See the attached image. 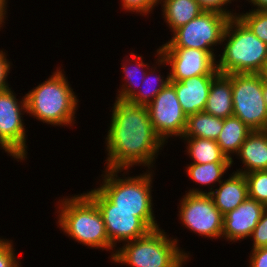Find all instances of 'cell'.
Listing matches in <instances>:
<instances>
[{
  "mask_svg": "<svg viewBox=\"0 0 267 267\" xmlns=\"http://www.w3.org/2000/svg\"><path fill=\"white\" fill-rule=\"evenodd\" d=\"M111 110L104 142L107 153L104 169L156 168L155 161L165 143L156 134L147 107L115 99Z\"/></svg>",
  "mask_w": 267,
  "mask_h": 267,
  "instance_id": "obj_1",
  "label": "cell"
},
{
  "mask_svg": "<svg viewBox=\"0 0 267 267\" xmlns=\"http://www.w3.org/2000/svg\"><path fill=\"white\" fill-rule=\"evenodd\" d=\"M129 171L128 169H104L100 176L102 181L98 179L100 184L97 188L112 202V210L133 212L151 230L160 228V224L155 219L152 200L154 170H146L136 176H131Z\"/></svg>",
  "mask_w": 267,
  "mask_h": 267,
  "instance_id": "obj_2",
  "label": "cell"
},
{
  "mask_svg": "<svg viewBox=\"0 0 267 267\" xmlns=\"http://www.w3.org/2000/svg\"><path fill=\"white\" fill-rule=\"evenodd\" d=\"M56 204L57 227L71 240L92 249L110 252L116 248L110 243L102 214L96 203L85 193L66 196Z\"/></svg>",
  "mask_w": 267,
  "mask_h": 267,
  "instance_id": "obj_3",
  "label": "cell"
},
{
  "mask_svg": "<svg viewBox=\"0 0 267 267\" xmlns=\"http://www.w3.org/2000/svg\"><path fill=\"white\" fill-rule=\"evenodd\" d=\"M75 94L64 69L58 66L46 81L26 93L27 115L53 127H73L80 102Z\"/></svg>",
  "mask_w": 267,
  "mask_h": 267,
  "instance_id": "obj_4",
  "label": "cell"
},
{
  "mask_svg": "<svg viewBox=\"0 0 267 267\" xmlns=\"http://www.w3.org/2000/svg\"><path fill=\"white\" fill-rule=\"evenodd\" d=\"M221 47L223 52L217 57L220 74H260L267 62V44L238 17L229 19Z\"/></svg>",
  "mask_w": 267,
  "mask_h": 267,
  "instance_id": "obj_5",
  "label": "cell"
},
{
  "mask_svg": "<svg viewBox=\"0 0 267 267\" xmlns=\"http://www.w3.org/2000/svg\"><path fill=\"white\" fill-rule=\"evenodd\" d=\"M161 229L151 230L144 237L122 243L111 262L130 267H184L192 255L179 247L178 238Z\"/></svg>",
  "mask_w": 267,
  "mask_h": 267,
  "instance_id": "obj_6",
  "label": "cell"
},
{
  "mask_svg": "<svg viewBox=\"0 0 267 267\" xmlns=\"http://www.w3.org/2000/svg\"><path fill=\"white\" fill-rule=\"evenodd\" d=\"M11 89L0 91V149L12 159L23 162L28 159V131L23 120V115L27 114L26 96L19 100Z\"/></svg>",
  "mask_w": 267,
  "mask_h": 267,
  "instance_id": "obj_7",
  "label": "cell"
},
{
  "mask_svg": "<svg viewBox=\"0 0 267 267\" xmlns=\"http://www.w3.org/2000/svg\"><path fill=\"white\" fill-rule=\"evenodd\" d=\"M229 19L228 16L216 12L204 11L186 25L173 31L172 38L159 48L216 51L217 46L218 48L222 46L223 34ZM214 46L216 47L214 48Z\"/></svg>",
  "mask_w": 267,
  "mask_h": 267,
  "instance_id": "obj_8",
  "label": "cell"
},
{
  "mask_svg": "<svg viewBox=\"0 0 267 267\" xmlns=\"http://www.w3.org/2000/svg\"><path fill=\"white\" fill-rule=\"evenodd\" d=\"M233 116L250 129L267 130V107L261 74H232Z\"/></svg>",
  "mask_w": 267,
  "mask_h": 267,
  "instance_id": "obj_9",
  "label": "cell"
},
{
  "mask_svg": "<svg viewBox=\"0 0 267 267\" xmlns=\"http://www.w3.org/2000/svg\"><path fill=\"white\" fill-rule=\"evenodd\" d=\"M179 201L178 219L182 227L210 239H222L224 215L210 194L185 193Z\"/></svg>",
  "mask_w": 267,
  "mask_h": 267,
  "instance_id": "obj_10",
  "label": "cell"
},
{
  "mask_svg": "<svg viewBox=\"0 0 267 267\" xmlns=\"http://www.w3.org/2000/svg\"><path fill=\"white\" fill-rule=\"evenodd\" d=\"M99 208L110 243L117 248L119 243L146 236L151 229L135 213L112 210V202L97 188L85 192ZM118 243V244H117Z\"/></svg>",
  "mask_w": 267,
  "mask_h": 267,
  "instance_id": "obj_11",
  "label": "cell"
},
{
  "mask_svg": "<svg viewBox=\"0 0 267 267\" xmlns=\"http://www.w3.org/2000/svg\"><path fill=\"white\" fill-rule=\"evenodd\" d=\"M146 107L156 134L166 145L171 137L179 139L183 136L187 116L178 101L175 88L170 83Z\"/></svg>",
  "mask_w": 267,
  "mask_h": 267,
  "instance_id": "obj_12",
  "label": "cell"
},
{
  "mask_svg": "<svg viewBox=\"0 0 267 267\" xmlns=\"http://www.w3.org/2000/svg\"><path fill=\"white\" fill-rule=\"evenodd\" d=\"M170 81H182L194 76L218 75L217 53L192 48H160Z\"/></svg>",
  "mask_w": 267,
  "mask_h": 267,
  "instance_id": "obj_13",
  "label": "cell"
},
{
  "mask_svg": "<svg viewBox=\"0 0 267 267\" xmlns=\"http://www.w3.org/2000/svg\"><path fill=\"white\" fill-rule=\"evenodd\" d=\"M266 208L247 197L237 208L224 215L222 238L232 244L249 239Z\"/></svg>",
  "mask_w": 267,
  "mask_h": 267,
  "instance_id": "obj_14",
  "label": "cell"
},
{
  "mask_svg": "<svg viewBox=\"0 0 267 267\" xmlns=\"http://www.w3.org/2000/svg\"><path fill=\"white\" fill-rule=\"evenodd\" d=\"M217 75L194 76L182 81H170L186 116L205 109L212 80Z\"/></svg>",
  "mask_w": 267,
  "mask_h": 267,
  "instance_id": "obj_15",
  "label": "cell"
},
{
  "mask_svg": "<svg viewBox=\"0 0 267 267\" xmlns=\"http://www.w3.org/2000/svg\"><path fill=\"white\" fill-rule=\"evenodd\" d=\"M235 156L243 167L234 172L247 174L267 170V130L252 131Z\"/></svg>",
  "mask_w": 267,
  "mask_h": 267,
  "instance_id": "obj_16",
  "label": "cell"
},
{
  "mask_svg": "<svg viewBox=\"0 0 267 267\" xmlns=\"http://www.w3.org/2000/svg\"><path fill=\"white\" fill-rule=\"evenodd\" d=\"M229 175L210 193L215 206L223 215L237 208L248 197L245 175L234 171Z\"/></svg>",
  "mask_w": 267,
  "mask_h": 267,
  "instance_id": "obj_17",
  "label": "cell"
},
{
  "mask_svg": "<svg viewBox=\"0 0 267 267\" xmlns=\"http://www.w3.org/2000/svg\"><path fill=\"white\" fill-rule=\"evenodd\" d=\"M205 113L221 119L233 116L232 74H218L211 82Z\"/></svg>",
  "mask_w": 267,
  "mask_h": 267,
  "instance_id": "obj_18",
  "label": "cell"
},
{
  "mask_svg": "<svg viewBox=\"0 0 267 267\" xmlns=\"http://www.w3.org/2000/svg\"><path fill=\"white\" fill-rule=\"evenodd\" d=\"M233 165L231 162H211L204 164L190 163L186 166V175L200 186H208L210 190L200 188H190L185 193L192 194H210L211 191L224 178V175ZM217 183V184H216ZM212 184V185H211ZM216 184V185H215ZM215 186V187H214Z\"/></svg>",
  "mask_w": 267,
  "mask_h": 267,
  "instance_id": "obj_19",
  "label": "cell"
},
{
  "mask_svg": "<svg viewBox=\"0 0 267 267\" xmlns=\"http://www.w3.org/2000/svg\"><path fill=\"white\" fill-rule=\"evenodd\" d=\"M129 55L130 57L125 55L126 58L121 60L124 61L122 62L121 67L122 74H124L123 82H125L122 83L118 91H116L117 95L115 99L122 101H128L139 90L147 73L145 70H148L151 67L149 63L143 61L144 58L142 55L140 56V54H135L132 51Z\"/></svg>",
  "mask_w": 267,
  "mask_h": 267,
  "instance_id": "obj_20",
  "label": "cell"
},
{
  "mask_svg": "<svg viewBox=\"0 0 267 267\" xmlns=\"http://www.w3.org/2000/svg\"><path fill=\"white\" fill-rule=\"evenodd\" d=\"M153 65L147 70L139 90L128 100L135 105L147 106L155 96L170 82L169 71L166 78L161 75V67L165 66V60L161 57L160 48H157ZM159 70H158V67ZM164 65V66H163ZM157 71V72H156ZM155 73V74H154ZM159 73V74H157Z\"/></svg>",
  "mask_w": 267,
  "mask_h": 267,
  "instance_id": "obj_21",
  "label": "cell"
},
{
  "mask_svg": "<svg viewBox=\"0 0 267 267\" xmlns=\"http://www.w3.org/2000/svg\"><path fill=\"white\" fill-rule=\"evenodd\" d=\"M158 4L171 33L204 12L196 0H158Z\"/></svg>",
  "mask_w": 267,
  "mask_h": 267,
  "instance_id": "obj_22",
  "label": "cell"
},
{
  "mask_svg": "<svg viewBox=\"0 0 267 267\" xmlns=\"http://www.w3.org/2000/svg\"><path fill=\"white\" fill-rule=\"evenodd\" d=\"M252 131L236 116L223 119V128L216 142L226 157L231 160V164H235L233 155L238 153L241 145Z\"/></svg>",
  "mask_w": 267,
  "mask_h": 267,
  "instance_id": "obj_23",
  "label": "cell"
},
{
  "mask_svg": "<svg viewBox=\"0 0 267 267\" xmlns=\"http://www.w3.org/2000/svg\"><path fill=\"white\" fill-rule=\"evenodd\" d=\"M180 139L187 143L185 152L191 158V163L231 162L214 140L200 137H181Z\"/></svg>",
  "mask_w": 267,
  "mask_h": 267,
  "instance_id": "obj_24",
  "label": "cell"
},
{
  "mask_svg": "<svg viewBox=\"0 0 267 267\" xmlns=\"http://www.w3.org/2000/svg\"><path fill=\"white\" fill-rule=\"evenodd\" d=\"M223 128V119L198 112L187 116V123L182 137H200L216 141Z\"/></svg>",
  "mask_w": 267,
  "mask_h": 267,
  "instance_id": "obj_25",
  "label": "cell"
},
{
  "mask_svg": "<svg viewBox=\"0 0 267 267\" xmlns=\"http://www.w3.org/2000/svg\"><path fill=\"white\" fill-rule=\"evenodd\" d=\"M237 17L261 41L267 44V10H249L238 12Z\"/></svg>",
  "mask_w": 267,
  "mask_h": 267,
  "instance_id": "obj_26",
  "label": "cell"
},
{
  "mask_svg": "<svg viewBox=\"0 0 267 267\" xmlns=\"http://www.w3.org/2000/svg\"><path fill=\"white\" fill-rule=\"evenodd\" d=\"M244 175L248 197L267 207V170L253 171Z\"/></svg>",
  "mask_w": 267,
  "mask_h": 267,
  "instance_id": "obj_27",
  "label": "cell"
},
{
  "mask_svg": "<svg viewBox=\"0 0 267 267\" xmlns=\"http://www.w3.org/2000/svg\"><path fill=\"white\" fill-rule=\"evenodd\" d=\"M13 240L0 237V267H21V260L17 258ZM16 253V254H15Z\"/></svg>",
  "mask_w": 267,
  "mask_h": 267,
  "instance_id": "obj_28",
  "label": "cell"
},
{
  "mask_svg": "<svg viewBox=\"0 0 267 267\" xmlns=\"http://www.w3.org/2000/svg\"><path fill=\"white\" fill-rule=\"evenodd\" d=\"M121 5L125 12H135L140 16H149L156 6L159 7L158 0H121Z\"/></svg>",
  "mask_w": 267,
  "mask_h": 267,
  "instance_id": "obj_29",
  "label": "cell"
},
{
  "mask_svg": "<svg viewBox=\"0 0 267 267\" xmlns=\"http://www.w3.org/2000/svg\"><path fill=\"white\" fill-rule=\"evenodd\" d=\"M196 1L199 3L203 11L216 12L224 16H228L229 18L237 17L238 13H236V11L233 9L232 11H230L231 9L227 7L230 6L232 2L237 0H196Z\"/></svg>",
  "mask_w": 267,
  "mask_h": 267,
  "instance_id": "obj_30",
  "label": "cell"
},
{
  "mask_svg": "<svg viewBox=\"0 0 267 267\" xmlns=\"http://www.w3.org/2000/svg\"><path fill=\"white\" fill-rule=\"evenodd\" d=\"M253 241L252 249L267 246V208L263 212L260 221L253 230L250 239Z\"/></svg>",
  "mask_w": 267,
  "mask_h": 267,
  "instance_id": "obj_31",
  "label": "cell"
},
{
  "mask_svg": "<svg viewBox=\"0 0 267 267\" xmlns=\"http://www.w3.org/2000/svg\"><path fill=\"white\" fill-rule=\"evenodd\" d=\"M5 50H0V91L10 88L8 83V75L10 74V69L12 68V62L7 58L8 54L4 52Z\"/></svg>",
  "mask_w": 267,
  "mask_h": 267,
  "instance_id": "obj_32",
  "label": "cell"
},
{
  "mask_svg": "<svg viewBox=\"0 0 267 267\" xmlns=\"http://www.w3.org/2000/svg\"><path fill=\"white\" fill-rule=\"evenodd\" d=\"M249 255V267H267V246L252 249Z\"/></svg>",
  "mask_w": 267,
  "mask_h": 267,
  "instance_id": "obj_33",
  "label": "cell"
},
{
  "mask_svg": "<svg viewBox=\"0 0 267 267\" xmlns=\"http://www.w3.org/2000/svg\"><path fill=\"white\" fill-rule=\"evenodd\" d=\"M252 5L253 10H267V0H246Z\"/></svg>",
  "mask_w": 267,
  "mask_h": 267,
  "instance_id": "obj_34",
  "label": "cell"
},
{
  "mask_svg": "<svg viewBox=\"0 0 267 267\" xmlns=\"http://www.w3.org/2000/svg\"><path fill=\"white\" fill-rule=\"evenodd\" d=\"M7 13H8L7 7H0V31L1 28L3 29L4 27L3 25H5L6 18L8 17Z\"/></svg>",
  "mask_w": 267,
  "mask_h": 267,
  "instance_id": "obj_35",
  "label": "cell"
},
{
  "mask_svg": "<svg viewBox=\"0 0 267 267\" xmlns=\"http://www.w3.org/2000/svg\"><path fill=\"white\" fill-rule=\"evenodd\" d=\"M263 97L267 107V82H264V80H263Z\"/></svg>",
  "mask_w": 267,
  "mask_h": 267,
  "instance_id": "obj_36",
  "label": "cell"
},
{
  "mask_svg": "<svg viewBox=\"0 0 267 267\" xmlns=\"http://www.w3.org/2000/svg\"><path fill=\"white\" fill-rule=\"evenodd\" d=\"M260 74L263 77L264 82H267V62Z\"/></svg>",
  "mask_w": 267,
  "mask_h": 267,
  "instance_id": "obj_37",
  "label": "cell"
},
{
  "mask_svg": "<svg viewBox=\"0 0 267 267\" xmlns=\"http://www.w3.org/2000/svg\"><path fill=\"white\" fill-rule=\"evenodd\" d=\"M9 0H0V7H8Z\"/></svg>",
  "mask_w": 267,
  "mask_h": 267,
  "instance_id": "obj_38",
  "label": "cell"
}]
</instances>
